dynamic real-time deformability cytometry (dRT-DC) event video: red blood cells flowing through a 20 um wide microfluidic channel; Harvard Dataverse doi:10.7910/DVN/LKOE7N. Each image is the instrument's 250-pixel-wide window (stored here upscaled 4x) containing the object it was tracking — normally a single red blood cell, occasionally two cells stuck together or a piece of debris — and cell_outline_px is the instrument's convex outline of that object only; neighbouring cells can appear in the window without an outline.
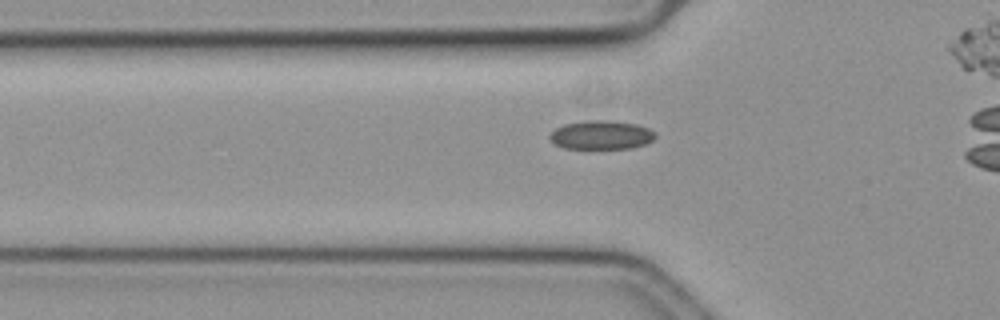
{"species": "common noctule bat (a hibernating species)", "species_latin": "Nyctalus noctula", "temperature_condition": "cold", "stored_images_in_passage": 42, "camera_frame_rate_fps": 3000, "um_per_image_px": 0.085, "animal": {"sex": "female", "body_mass_g": 19.3, "forearm_length_mm": 54.1}, "frame": {"image": 1, "passage_image": 7, "time_ms": 2.0, "image_size_px": [1000, 320], "cell_outline_px": [[656, 136], [652, 140], [644, 144], [632, 148], [564, 148], [556, 144], [548, 136], [556, 128], [564, 124], [584, 120], [608, 120], [636, 124], [648, 128], [656, 132]], "centroid_in_image_um": [51.12, 11.46], "position_along_channel_um": 74.7, "area_um2": 17.63}}
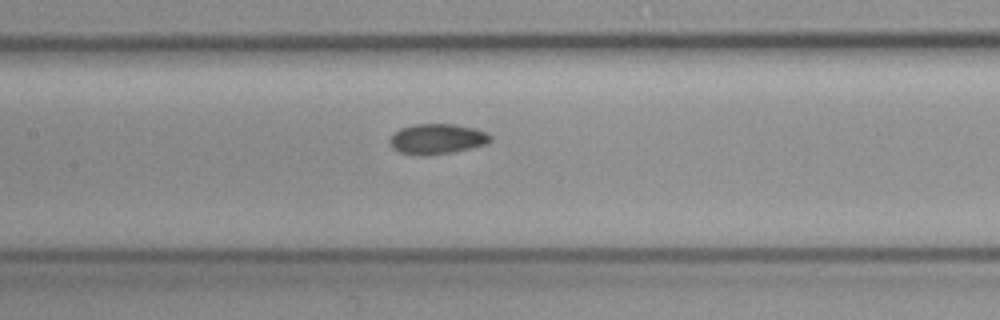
{"frame": {"image": 2, "passage_image": 15, "time_ms": 4.667, "image_size_px": [1000, 320], "cell_outline_px": [[492, 140], [484, 144], [468, 148], [448, 152], [400, 152], [392, 148], [388, 140], [400, 128], [416, 124], [456, 124], [476, 128], [488, 132], [492, 136]], "centroid_in_image_um": [37.2, 11.74], "position_along_channel_um": 170.2, "area_um2": 16.94}}
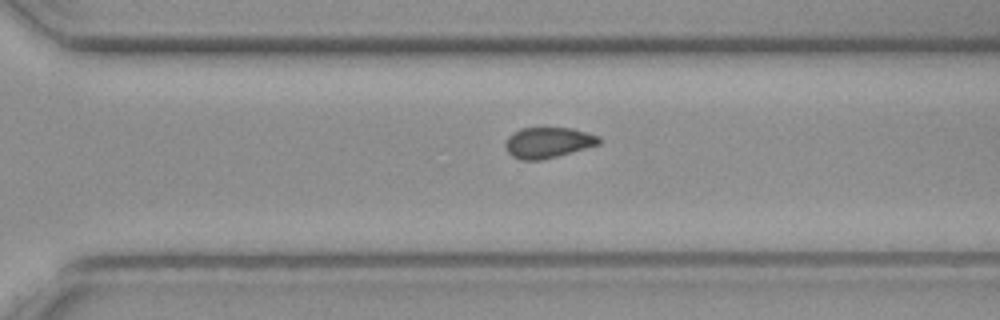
{"frame": {"image": 3, "passage_image": 28, "time_ms": 9.0, "image_size_px": [1000, 320], "cell_outline_px": [[600, 144], [556, 156], [540, 160], [520, 160], [512, 156], [508, 152], [504, 144], [508, 136], [512, 132], [520, 128], [572, 128], [600, 136]], "centroid_in_image_um": [46.55, 12.11], "position_along_channel_um": 324.0, "area_um2": 16.7}, "authors_computed_cell_mechanics": {"area_um2": 17.2244, "velocity_mm_per_s": 3.5601, "shape_relaxation_time_tau1_ms": null, "shape_relaxation_time_tau2_ms": 6.2939, "deformation_change_tau1": null, "deformation_change_tau2": 0.0886}}